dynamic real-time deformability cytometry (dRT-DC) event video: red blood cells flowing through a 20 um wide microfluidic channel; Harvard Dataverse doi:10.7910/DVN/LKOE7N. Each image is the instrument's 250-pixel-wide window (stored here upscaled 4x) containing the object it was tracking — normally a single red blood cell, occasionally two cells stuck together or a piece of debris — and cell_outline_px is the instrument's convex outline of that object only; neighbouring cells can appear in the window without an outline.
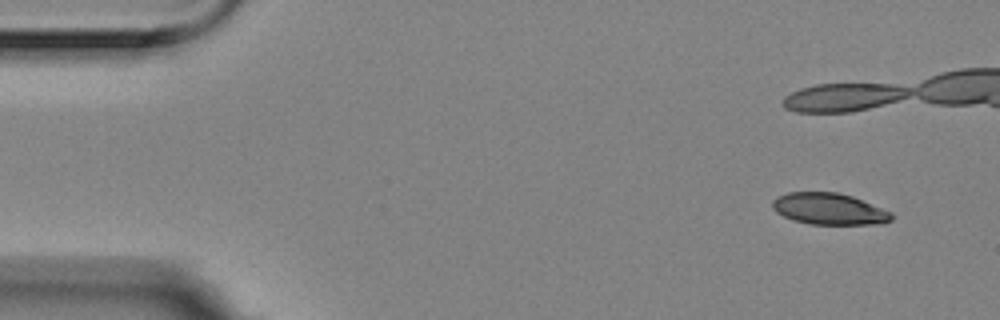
{"species": "Egyptian fruit bat (a non-hibernating species)", "species_latin": "Rousettus aegyptiacus", "temperature_condition": "room temperature", "stored_images_in_passage": 5, "camera_frame_rate_fps": 3000, "um_per_image_px": 0.085, "animal": {"sex": "female"}, "frame": {"image": 1, "passage_image": 1, "time_ms": 0.0, "image_size_px": [1000, 320], "cell_outline_px": [[892, 220], [884, 224], [808, 224], [792, 220], [776, 212], [772, 208], [772, 200], [776, 196], [788, 192], [836, 192], [852, 196], [892, 212]], "centroid_in_image_um": [70.46, 17.76], "position_along_channel_um": 14.5, "area_um2": 22.02}}